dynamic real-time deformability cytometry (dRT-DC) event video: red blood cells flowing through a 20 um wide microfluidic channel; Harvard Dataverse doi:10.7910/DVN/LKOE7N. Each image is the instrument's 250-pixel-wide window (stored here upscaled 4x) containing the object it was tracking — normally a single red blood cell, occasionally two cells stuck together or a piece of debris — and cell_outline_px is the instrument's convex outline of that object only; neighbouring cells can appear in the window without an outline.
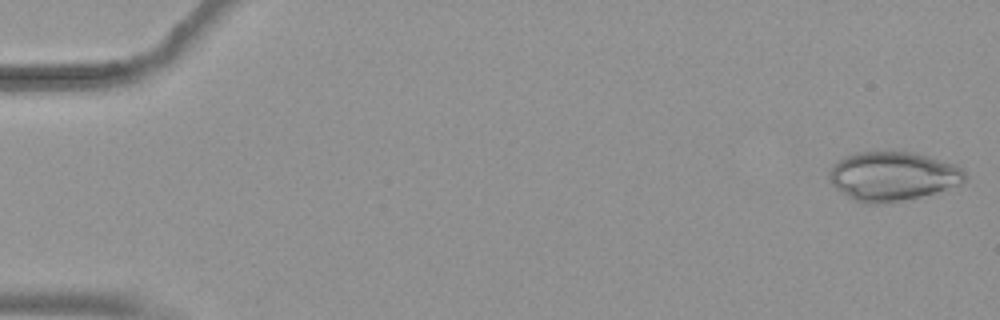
{"species": "common noctule bat (a hibernating species)", "species_latin": "Nyctalus noctula", "temperature_condition": "warm", "stored_images_in_passage": 53, "camera_frame_rate_fps": 3000, "um_per_image_px": 0.085, "animal": {"sex": "female", "body_mass_g": 19.9}, "frame": {"image": 1, "passage_image": 1, "time_ms": 0.0, "image_size_px": [1000, 320], "cell_outline_px": [[968, 176], [960, 184], [920, 196], [880, 204], [864, 204], [848, 196], [836, 188], [828, 180], [828, 172], [832, 164], [844, 156], [856, 152], [912, 152], [928, 156], [956, 164]], "centroid_in_image_um": [75.83, 14.96], "position_along_channel_um": 9.2, "area_um2": 38.61}}
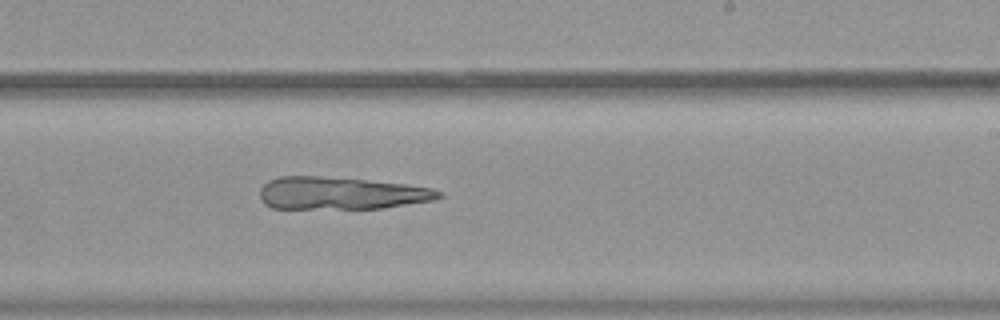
{"frame": {"image": 2, "passage_image": 33, "time_ms": 10.667, "image_size_px": [1000, 320], "cell_outline_px": [[444, 196], [432, 200], [384, 208], [272, 208], [264, 204], [260, 200], [260, 188], [268, 180], [280, 176], [320, 176], [364, 180], [404, 184], [432, 188], [444, 192]], "centroid_in_image_um": [28.96, 16.42], "position_along_channel_um": 260.0, "area_um2": 33.76}}
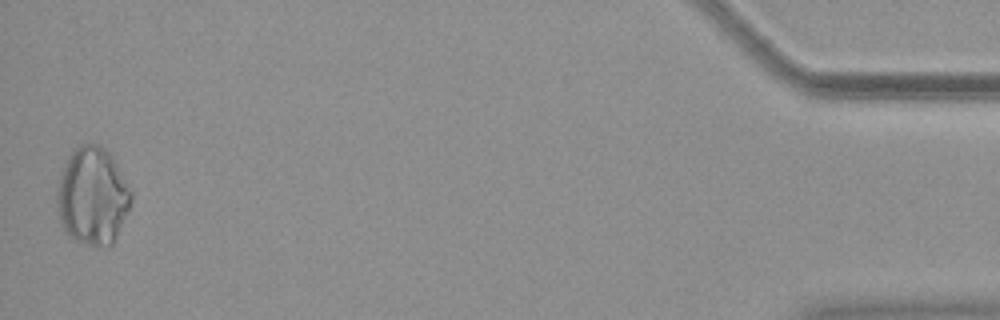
{"frame": {"image": 3, "passage_image": 53, "time_ms": 17.333, "image_size_px": [1000, 320], "cell_outline_px": [[132, 204], [112, 244], [108, 248], [96, 248], [76, 240], [64, 228], [60, 220], [56, 204], [56, 192], [60, 172], [64, 160], [80, 144], [100, 144], [112, 156], [132, 192]], "centroid_in_image_um": [7.86, 16.67], "position_along_channel_um": 427.3, "area_um2": 42.54}}